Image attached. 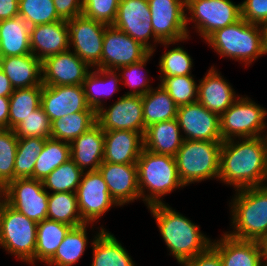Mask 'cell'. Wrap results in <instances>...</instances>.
<instances>
[{
    "instance_id": "cell-1",
    "label": "cell",
    "mask_w": 267,
    "mask_h": 266,
    "mask_svg": "<svg viewBox=\"0 0 267 266\" xmlns=\"http://www.w3.org/2000/svg\"><path fill=\"white\" fill-rule=\"evenodd\" d=\"M219 179L235 190L267 185L266 137L223 141Z\"/></svg>"
},
{
    "instance_id": "cell-2",
    "label": "cell",
    "mask_w": 267,
    "mask_h": 266,
    "mask_svg": "<svg viewBox=\"0 0 267 266\" xmlns=\"http://www.w3.org/2000/svg\"><path fill=\"white\" fill-rule=\"evenodd\" d=\"M166 204H154L147 208L158 225L169 255L181 264L204 252L212 240L200 231L199 225Z\"/></svg>"
},
{
    "instance_id": "cell-3",
    "label": "cell",
    "mask_w": 267,
    "mask_h": 266,
    "mask_svg": "<svg viewBox=\"0 0 267 266\" xmlns=\"http://www.w3.org/2000/svg\"><path fill=\"white\" fill-rule=\"evenodd\" d=\"M205 41L220 57L242 62L244 66L252 65L266 54L264 26L248 23L243 18L216 30Z\"/></svg>"
},
{
    "instance_id": "cell-4",
    "label": "cell",
    "mask_w": 267,
    "mask_h": 266,
    "mask_svg": "<svg viewBox=\"0 0 267 266\" xmlns=\"http://www.w3.org/2000/svg\"><path fill=\"white\" fill-rule=\"evenodd\" d=\"M136 164L140 199L142 198L147 207L164 203L162 197L185 187L179 179L176 159L173 156L143 149Z\"/></svg>"
},
{
    "instance_id": "cell-5",
    "label": "cell",
    "mask_w": 267,
    "mask_h": 266,
    "mask_svg": "<svg viewBox=\"0 0 267 266\" xmlns=\"http://www.w3.org/2000/svg\"><path fill=\"white\" fill-rule=\"evenodd\" d=\"M229 203L233 231L239 240L258 241L267 233V185L235 190Z\"/></svg>"
},
{
    "instance_id": "cell-6",
    "label": "cell",
    "mask_w": 267,
    "mask_h": 266,
    "mask_svg": "<svg viewBox=\"0 0 267 266\" xmlns=\"http://www.w3.org/2000/svg\"><path fill=\"white\" fill-rule=\"evenodd\" d=\"M222 142L184 140L175 156L178 176L184 186L218 179Z\"/></svg>"
},
{
    "instance_id": "cell-7",
    "label": "cell",
    "mask_w": 267,
    "mask_h": 266,
    "mask_svg": "<svg viewBox=\"0 0 267 266\" xmlns=\"http://www.w3.org/2000/svg\"><path fill=\"white\" fill-rule=\"evenodd\" d=\"M37 222L8 205L0 203V246L17 259L34 265Z\"/></svg>"
},
{
    "instance_id": "cell-8",
    "label": "cell",
    "mask_w": 267,
    "mask_h": 266,
    "mask_svg": "<svg viewBox=\"0 0 267 266\" xmlns=\"http://www.w3.org/2000/svg\"><path fill=\"white\" fill-rule=\"evenodd\" d=\"M266 118V108L256 104L248 96H238L233 104L220 116L222 140L266 136Z\"/></svg>"
},
{
    "instance_id": "cell-9",
    "label": "cell",
    "mask_w": 267,
    "mask_h": 266,
    "mask_svg": "<svg viewBox=\"0 0 267 266\" xmlns=\"http://www.w3.org/2000/svg\"><path fill=\"white\" fill-rule=\"evenodd\" d=\"M186 26L194 23L196 33L206 40L216 30L241 19V3L231 0H186ZM190 15V17L188 16Z\"/></svg>"
},
{
    "instance_id": "cell-10",
    "label": "cell",
    "mask_w": 267,
    "mask_h": 266,
    "mask_svg": "<svg viewBox=\"0 0 267 266\" xmlns=\"http://www.w3.org/2000/svg\"><path fill=\"white\" fill-rule=\"evenodd\" d=\"M151 11L148 0H120L116 20L113 26L134 40L140 42L150 52H155L156 44H161L164 48H168L171 44L183 42H161L155 35L151 24ZM153 44H151V39ZM150 40V41H149Z\"/></svg>"
},
{
    "instance_id": "cell-11",
    "label": "cell",
    "mask_w": 267,
    "mask_h": 266,
    "mask_svg": "<svg viewBox=\"0 0 267 266\" xmlns=\"http://www.w3.org/2000/svg\"><path fill=\"white\" fill-rule=\"evenodd\" d=\"M3 200L29 219L41 222L47 219L48 195L41 180L18 178L3 189Z\"/></svg>"
},
{
    "instance_id": "cell-12",
    "label": "cell",
    "mask_w": 267,
    "mask_h": 266,
    "mask_svg": "<svg viewBox=\"0 0 267 266\" xmlns=\"http://www.w3.org/2000/svg\"><path fill=\"white\" fill-rule=\"evenodd\" d=\"M69 47L91 69L101 68L103 38L108 25L85 17L83 14L67 21Z\"/></svg>"
},
{
    "instance_id": "cell-13",
    "label": "cell",
    "mask_w": 267,
    "mask_h": 266,
    "mask_svg": "<svg viewBox=\"0 0 267 266\" xmlns=\"http://www.w3.org/2000/svg\"><path fill=\"white\" fill-rule=\"evenodd\" d=\"M76 195L81 219L92 226L110 208L119 206L110 196L108 186L98 170L83 173Z\"/></svg>"
},
{
    "instance_id": "cell-14",
    "label": "cell",
    "mask_w": 267,
    "mask_h": 266,
    "mask_svg": "<svg viewBox=\"0 0 267 266\" xmlns=\"http://www.w3.org/2000/svg\"><path fill=\"white\" fill-rule=\"evenodd\" d=\"M154 35L161 42H178L189 36L186 0H148Z\"/></svg>"
},
{
    "instance_id": "cell-15",
    "label": "cell",
    "mask_w": 267,
    "mask_h": 266,
    "mask_svg": "<svg viewBox=\"0 0 267 266\" xmlns=\"http://www.w3.org/2000/svg\"><path fill=\"white\" fill-rule=\"evenodd\" d=\"M176 119L184 140L223 142L220 116L198 101L179 106Z\"/></svg>"
},
{
    "instance_id": "cell-16",
    "label": "cell",
    "mask_w": 267,
    "mask_h": 266,
    "mask_svg": "<svg viewBox=\"0 0 267 266\" xmlns=\"http://www.w3.org/2000/svg\"><path fill=\"white\" fill-rule=\"evenodd\" d=\"M96 112L97 124L103 131L132 130L144 136L142 96L122 95L108 108Z\"/></svg>"
},
{
    "instance_id": "cell-17",
    "label": "cell",
    "mask_w": 267,
    "mask_h": 266,
    "mask_svg": "<svg viewBox=\"0 0 267 266\" xmlns=\"http://www.w3.org/2000/svg\"><path fill=\"white\" fill-rule=\"evenodd\" d=\"M150 51L113 25L106 27L103 38L101 68L117 70L144 59Z\"/></svg>"
},
{
    "instance_id": "cell-18",
    "label": "cell",
    "mask_w": 267,
    "mask_h": 266,
    "mask_svg": "<svg viewBox=\"0 0 267 266\" xmlns=\"http://www.w3.org/2000/svg\"><path fill=\"white\" fill-rule=\"evenodd\" d=\"M91 69L70 49L42 61V84L47 86L82 85Z\"/></svg>"
},
{
    "instance_id": "cell-19",
    "label": "cell",
    "mask_w": 267,
    "mask_h": 266,
    "mask_svg": "<svg viewBox=\"0 0 267 266\" xmlns=\"http://www.w3.org/2000/svg\"><path fill=\"white\" fill-rule=\"evenodd\" d=\"M41 108L51 122L72 113L96 112L87 105L82 85H43Z\"/></svg>"
},
{
    "instance_id": "cell-20",
    "label": "cell",
    "mask_w": 267,
    "mask_h": 266,
    "mask_svg": "<svg viewBox=\"0 0 267 266\" xmlns=\"http://www.w3.org/2000/svg\"><path fill=\"white\" fill-rule=\"evenodd\" d=\"M98 171L108 186L110 196L120 207L140 199L137 164L103 162Z\"/></svg>"
},
{
    "instance_id": "cell-21",
    "label": "cell",
    "mask_w": 267,
    "mask_h": 266,
    "mask_svg": "<svg viewBox=\"0 0 267 266\" xmlns=\"http://www.w3.org/2000/svg\"><path fill=\"white\" fill-rule=\"evenodd\" d=\"M207 71L203 79L199 80L197 101L221 116L240 95H236L235 89L216 67L212 66Z\"/></svg>"
},
{
    "instance_id": "cell-22",
    "label": "cell",
    "mask_w": 267,
    "mask_h": 266,
    "mask_svg": "<svg viewBox=\"0 0 267 266\" xmlns=\"http://www.w3.org/2000/svg\"><path fill=\"white\" fill-rule=\"evenodd\" d=\"M30 48L32 54L41 61L71 49L67 21L60 20L30 27Z\"/></svg>"
},
{
    "instance_id": "cell-23",
    "label": "cell",
    "mask_w": 267,
    "mask_h": 266,
    "mask_svg": "<svg viewBox=\"0 0 267 266\" xmlns=\"http://www.w3.org/2000/svg\"><path fill=\"white\" fill-rule=\"evenodd\" d=\"M144 149L143 135L132 130L104 131L103 162L136 164Z\"/></svg>"
},
{
    "instance_id": "cell-24",
    "label": "cell",
    "mask_w": 267,
    "mask_h": 266,
    "mask_svg": "<svg viewBox=\"0 0 267 266\" xmlns=\"http://www.w3.org/2000/svg\"><path fill=\"white\" fill-rule=\"evenodd\" d=\"M71 159L84 172L97 171L103 163L104 131L96 123L70 143ZM88 168V169H87Z\"/></svg>"
},
{
    "instance_id": "cell-25",
    "label": "cell",
    "mask_w": 267,
    "mask_h": 266,
    "mask_svg": "<svg viewBox=\"0 0 267 266\" xmlns=\"http://www.w3.org/2000/svg\"><path fill=\"white\" fill-rule=\"evenodd\" d=\"M211 246L219 253L222 266H263L257 241L239 240L225 232Z\"/></svg>"
},
{
    "instance_id": "cell-26",
    "label": "cell",
    "mask_w": 267,
    "mask_h": 266,
    "mask_svg": "<svg viewBox=\"0 0 267 266\" xmlns=\"http://www.w3.org/2000/svg\"><path fill=\"white\" fill-rule=\"evenodd\" d=\"M0 69L6 74L14 89L43 86L42 61L32 53L0 58Z\"/></svg>"
},
{
    "instance_id": "cell-27",
    "label": "cell",
    "mask_w": 267,
    "mask_h": 266,
    "mask_svg": "<svg viewBox=\"0 0 267 266\" xmlns=\"http://www.w3.org/2000/svg\"><path fill=\"white\" fill-rule=\"evenodd\" d=\"M177 119L156 122L146 127L144 149L175 157L184 141Z\"/></svg>"
},
{
    "instance_id": "cell-28",
    "label": "cell",
    "mask_w": 267,
    "mask_h": 266,
    "mask_svg": "<svg viewBox=\"0 0 267 266\" xmlns=\"http://www.w3.org/2000/svg\"><path fill=\"white\" fill-rule=\"evenodd\" d=\"M122 83L118 71L112 69H90L82 84L87 105L96 112L104 106L102 98H109L120 90Z\"/></svg>"
},
{
    "instance_id": "cell-29",
    "label": "cell",
    "mask_w": 267,
    "mask_h": 266,
    "mask_svg": "<svg viewBox=\"0 0 267 266\" xmlns=\"http://www.w3.org/2000/svg\"><path fill=\"white\" fill-rule=\"evenodd\" d=\"M93 260L91 266H136L128 251L114 234L100 227L91 241Z\"/></svg>"
},
{
    "instance_id": "cell-30",
    "label": "cell",
    "mask_w": 267,
    "mask_h": 266,
    "mask_svg": "<svg viewBox=\"0 0 267 266\" xmlns=\"http://www.w3.org/2000/svg\"><path fill=\"white\" fill-rule=\"evenodd\" d=\"M30 26L21 17L0 21V58L31 54Z\"/></svg>"
},
{
    "instance_id": "cell-31",
    "label": "cell",
    "mask_w": 267,
    "mask_h": 266,
    "mask_svg": "<svg viewBox=\"0 0 267 266\" xmlns=\"http://www.w3.org/2000/svg\"><path fill=\"white\" fill-rule=\"evenodd\" d=\"M142 105L145 127L176 118L178 106L160 84L142 96Z\"/></svg>"
},
{
    "instance_id": "cell-32",
    "label": "cell",
    "mask_w": 267,
    "mask_h": 266,
    "mask_svg": "<svg viewBox=\"0 0 267 266\" xmlns=\"http://www.w3.org/2000/svg\"><path fill=\"white\" fill-rule=\"evenodd\" d=\"M90 223L72 227L60 243L54 256L46 263L48 266H74L86 251Z\"/></svg>"
},
{
    "instance_id": "cell-33",
    "label": "cell",
    "mask_w": 267,
    "mask_h": 266,
    "mask_svg": "<svg viewBox=\"0 0 267 266\" xmlns=\"http://www.w3.org/2000/svg\"><path fill=\"white\" fill-rule=\"evenodd\" d=\"M72 228L57 221L45 219L37 223L35 260L47 263L55 254L65 235Z\"/></svg>"
},
{
    "instance_id": "cell-34",
    "label": "cell",
    "mask_w": 267,
    "mask_h": 266,
    "mask_svg": "<svg viewBox=\"0 0 267 266\" xmlns=\"http://www.w3.org/2000/svg\"><path fill=\"white\" fill-rule=\"evenodd\" d=\"M69 159H71L70 143L53 138L46 139L31 178L43 181L54 169Z\"/></svg>"
},
{
    "instance_id": "cell-35",
    "label": "cell",
    "mask_w": 267,
    "mask_h": 266,
    "mask_svg": "<svg viewBox=\"0 0 267 266\" xmlns=\"http://www.w3.org/2000/svg\"><path fill=\"white\" fill-rule=\"evenodd\" d=\"M47 219L70 225L72 227L85 224L80 217L76 193L49 192Z\"/></svg>"
},
{
    "instance_id": "cell-36",
    "label": "cell",
    "mask_w": 267,
    "mask_h": 266,
    "mask_svg": "<svg viewBox=\"0 0 267 266\" xmlns=\"http://www.w3.org/2000/svg\"><path fill=\"white\" fill-rule=\"evenodd\" d=\"M96 123V112L72 113L52 121L51 138L71 143Z\"/></svg>"
},
{
    "instance_id": "cell-37",
    "label": "cell",
    "mask_w": 267,
    "mask_h": 266,
    "mask_svg": "<svg viewBox=\"0 0 267 266\" xmlns=\"http://www.w3.org/2000/svg\"><path fill=\"white\" fill-rule=\"evenodd\" d=\"M42 86L16 88L11 96L9 129H14L26 117L41 106Z\"/></svg>"
},
{
    "instance_id": "cell-38",
    "label": "cell",
    "mask_w": 267,
    "mask_h": 266,
    "mask_svg": "<svg viewBox=\"0 0 267 266\" xmlns=\"http://www.w3.org/2000/svg\"><path fill=\"white\" fill-rule=\"evenodd\" d=\"M45 138H18L14 165V179L31 178L35 163L45 145Z\"/></svg>"
},
{
    "instance_id": "cell-39",
    "label": "cell",
    "mask_w": 267,
    "mask_h": 266,
    "mask_svg": "<svg viewBox=\"0 0 267 266\" xmlns=\"http://www.w3.org/2000/svg\"><path fill=\"white\" fill-rule=\"evenodd\" d=\"M84 171L72 159L54 169L42 182L44 189L52 193L75 192L81 182Z\"/></svg>"
},
{
    "instance_id": "cell-40",
    "label": "cell",
    "mask_w": 267,
    "mask_h": 266,
    "mask_svg": "<svg viewBox=\"0 0 267 266\" xmlns=\"http://www.w3.org/2000/svg\"><path fill=\"white\" fill-rule=\"evenodd\" d=\"M30 27L62 20L53 0H19V12Z\"/></svg>"
},
{
    "instance_id": "cell-41",
    "label": "cell",
    "mask_w": 267,
    "mask_h": 266,
    "mask_svg": "<svg viewBox=\"0 0 267 266\" xmlns=\"http://www.w3.org/2000/svg\"><path fill=\"white\" fill-rule=\"evenodd\" d=\"M160 85L179 107L197 101L198 84L194 75L159 77Z\"/></svg>"
},
{
    "instance_id": "cell-42",
    "label": "cell",
    "mask_w": 267,
    "mask_h": 266,
    "mask_svg": "<svg viewBox=\"0 0 267 266\" xmlns=\"http://www.w3.org/2000/svg\"><path fill=\"white\" fill-rule=\"evenodd\" d=\"M18 138L14 130L0 128V188L14 180V165Z\"/></svg>"
},
{
    "instance_id": "cell-43",
    "label": "cell",
    "mask_w": 267,
    "mask_h": 266,
    "mask_svg": "<svg viewBox=\"0 0 267 266\" xmlns=\"http://www.w3.org/2000/svg\"><path fill=\"white\" fill-rule=\"evenodd\" d=\"M153 54V52H150L141 61L130 64L128 66L120 67L116 70L119 73L120 80L122 82L121 84H124V86L126 85L131 88V90L126 93V95L143 96L153 88L148 84L150 83L148 76L145 77V74L148 73V71L145 70V73L143 72L146 63L150 60Z\"/></svg>"
},
{
    "instance_id": "cell-44",
    "label": "cell",
    "mask_w": 267,
    "mask_h": 266,
    "mask_svg": "<svg viewBox=\"0 0 267 266\" xmlns=\"http://www.w3.org/2000/svg\"><path fill=\"white\" fill-rule=\"evenodd\" d=\"M193 59L188 52L181 46L167 49L160 56L159 77H173L191 75Z\"/></svg>"
},
{
    "instance_id": "cell-45",
    "label": "cell",
    "mask_w": 267,
    "mask_h": 266,
    "mask_svg": "<svg viewBox=\"0 0 267 266\" xmlns=\"http://www.w3.org/2000/svg\"><path fill=\"white\" fill-rule=\"evenodd\" d=\"M52 122L41 106L26 117L13 130L17 138L40 137L51 138Z\"/></svg>"
},
{
    "instance_id": "cell-46",
    "label": "cell",
    "mask_w": 267,
    "mask_h": 266,
    "mask_svg": "<svg viewBox=\"0 0 267 266\" xmlns=\"http://www.w3.org/2000/svg\"><path fill=\"white\" fill-rule=\"evenodd\" d=\"M120 0H82V14L106 25H113Z\"/></svg>"
},
{
    "instance_id": "cell-47",
    "label": "cell",
    "mask_w": 267,
    "mask_h": 266,
    "mask_svg": "<svg viewBox=\"0 0 267 266\" xmlns=\"http://www.w3.org/2000/svg\"><path fill=\"white\" fill-rule=\"evenodd\" d=\"M241 18L248 23L267 26V0L242 1Z\"/></svg>"
},
{
    "instance_id": "cell-48",
    "label": "cell",
    "mask_w": 267,
    "mask_h": 266,
    "mask_svg": "<svg viewBox=\"0 0 267 266\" xmlns=\"http://www.w3.org/2000/svg\"><path fill=\"white\" fill-rule=\"evenodd\" d=\"M180 266H222L219 253L210 245L204 252L197 254Z\"/></svg>"
},
{
    "instance_id": "cell-49",
    "label": "cell",
    "mask_w": 267,
    "mask_h": 266,
    "mask_svg": "<svg viewBox=\"0 0 267 266\" xmlns=\"http://www.w3.org/2000/svg\"><path fill=\"white\" fill-rule=\"evenodd\" d=\"M58 16L65 21L82 15V0H53Z\"/></svg>"
},
{
    "instance_id": "cell-50",
    "label": "cell",
    "mask_w": 267,
    "mask_h": 266,
    "mask_svg": "<svg viewBox=\"0 0 267 266\" xmlns=\"http://www.w3.org/2000/svg\"><path fill=\"white\" fill-rule=\"evenodd\" d=\"M19 0H0V21L18 16Z\"/></svg>"
},
{
    "instance_id": "cell-51",
    "label": "cell",
    "mask_w": 267,
    "mask_h": 266,
    "mask_svg": "<svg viewBox=\"0 0 267 266\" xmlns=\"http://www.w3.org/2000/svg\"><path fill=\"white\" fill-rule=\"evenodd\" d=\"M9 97H0V128H9Z\"/></svg>"
},
{
    "instance_id": "cell-52",
    "label": "cell",
    "mask_w": 267,
    "mask_h": 266,
    "mask_svg": "<svg viewBox=\"0 0 267 266\" xmlns=\"http://www.w3.org/2000/svg\"><path fill=\"white\" fill-rule=\"evenodd\" d=\"M14 90L8 77L0 69V97H10Z\"/></svg>"
},
{
    "instance_id": "cell-53",
    "label": "cell",
    "mask_w": 267,
    "mask_h": 266,
    "mask_svg": "<svg viewBox=\"0 0 267 266\" xmlns=\"http://www.w3.org/2000/svg\"><path fill=\"white\" fill-rule=\"evenodd\" d=\"M262 256L263 266H267V233L257 241Z\"/></svg>"
},
{
    "instance_id": "cell-54",
    "label": "cell",
    "mask_w": 267,
    "mask_h": 266,
    "mask_svg": "<svg viewBox=\"0 0 267 266\" xmlns=\"http://www.w3.org/2000/svg\"><path fill=\"white\" fill-rule=\"evenodd\" d=\"M265 28V42H266V54H267V26Z\"/></svg>"
},
{
    "instance_id": "cell-55",
    "label": "cell",
    "mask_w": 267,
    "mask_h": 266,
    "mask_svg": "<svg viewBox=\"0 0 267 266\" xmlns=\"http://www.w3.org/2000/svg\"><path fill=\"white\" fill-rule=\"evenodd\" d=\"M3 200V192H2V189L0 188V203L2 202Z\"/></svg>"
}]
</instances>
